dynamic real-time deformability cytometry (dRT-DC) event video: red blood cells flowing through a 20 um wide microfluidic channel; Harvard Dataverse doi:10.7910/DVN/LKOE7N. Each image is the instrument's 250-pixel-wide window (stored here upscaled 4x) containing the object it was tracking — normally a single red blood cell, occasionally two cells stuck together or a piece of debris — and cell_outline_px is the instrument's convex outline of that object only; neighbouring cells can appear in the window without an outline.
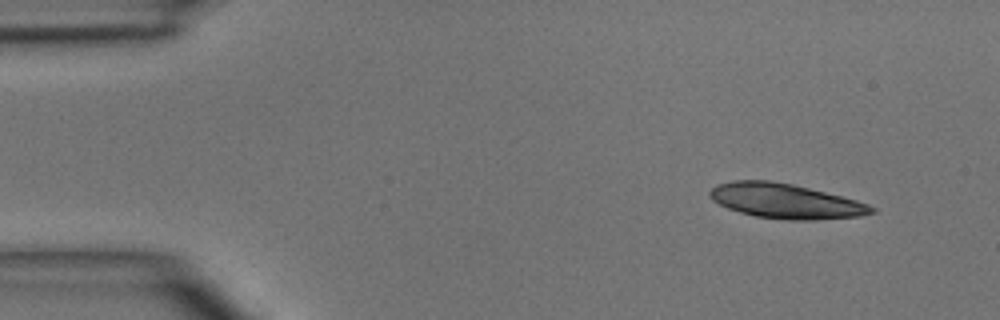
{"species": "common noctule bat (a hibernating species)", "species_latin": "Nyctalus noctula", "temperature_condition": "room temperature", "stored_images_in_passage": 5, "camera_frame_rate_fps": 3000, "um_per_image_px": 0.085, "animal": {"sex": "male", "body_mass_g": 15.6}, "frame": {"image": 1, "passage_image": 1, "time_ms": 0.0, "image_size_px": [1000, 320], "cell_outline_px": [[876, 212], [860, 216], [816, 220], [788, 220], [756, 216], [740, 212], [728, 208], [712, 200], [708, 196], [708, 192], [716, 184], [732, 180], [768, 180], [792, 184], [856, 200], [868, 204], [876, 208]], "centroid_in_image_um": [66.74, 17.09], "position_along_channel_um": 18.3, "area_um2": 32.71}}